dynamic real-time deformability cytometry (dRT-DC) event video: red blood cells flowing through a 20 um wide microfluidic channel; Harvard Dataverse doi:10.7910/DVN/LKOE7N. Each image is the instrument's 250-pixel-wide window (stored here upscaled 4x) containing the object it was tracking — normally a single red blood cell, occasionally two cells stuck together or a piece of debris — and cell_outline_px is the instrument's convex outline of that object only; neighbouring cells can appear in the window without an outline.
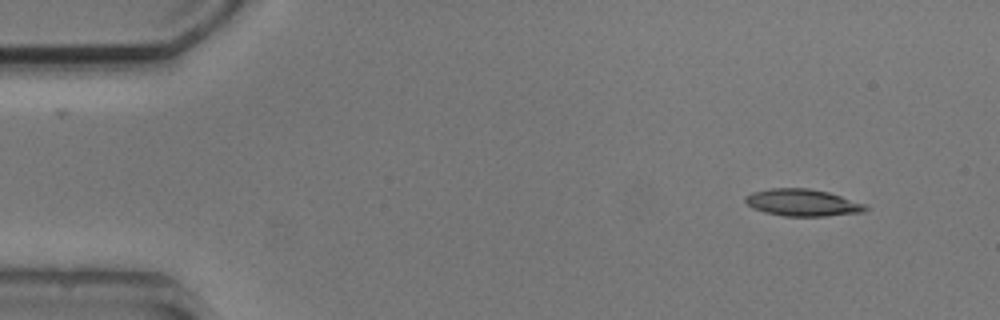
{"species": "common noctule bat (a hibernating species)", "species_latin": "Nyctalus noctula", "temperature_condition": "cold", "stored_images_in_passage": 2, "camera_frame_rate_fps": 3000, "um_per_image_px": 0.085, "animal": {"sex": "male", "body_mass_g": 20.5, "forearm_length_mm": 52.5}, "frame": {"image": 1, "passage_image": 2, "time_ms": 1.333, "image_size_px": [1000, 320], "cell_outline_px": [[872, 208], [864, 212], [828, 216], [784, 216], [764, 212], [752, 208], [744, 200], [744, 196], [752, 192], [768, 188], [808, 188], [828, 192], [868, 204]], "centroid_in_image_um": [68.26, 17.22], "position_along_channel_um": 16.7, "area_um2": 19.25}}